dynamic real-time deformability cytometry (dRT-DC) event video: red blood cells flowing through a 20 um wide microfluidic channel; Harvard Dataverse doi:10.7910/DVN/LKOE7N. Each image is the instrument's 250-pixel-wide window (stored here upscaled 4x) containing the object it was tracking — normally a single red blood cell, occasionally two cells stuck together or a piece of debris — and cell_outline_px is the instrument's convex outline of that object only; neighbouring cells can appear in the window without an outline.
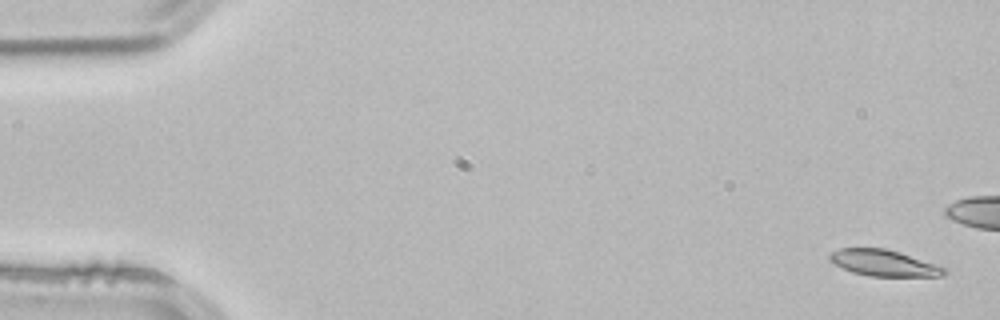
{"species": "common noctule bat (a hibernating species)", "species_latin": "Nyctalus noctula", "temperature_condition": "room temperature", "stored_images_in_passage": 5, "camera_frame_rate_fps": 3000, "um_per_image_px": 0.085, "animal": {"sex": "male", "body_mass_g": 21.5, "forearm_length_mm": 52.0}, "frame": {"image": 1, "passage_image": 1, "time_ms": 0.0, "image_size_px": [1000, 320], "cell_outline_px": [[948, 272], [944, 276], [868, 276], [852, 272], [828, 260], [828, 256], [832, 252], [840, 248], [884, 248], [900, 252], [948, 268]], "centroid_in_image_um": [75.16, 22.36], "position_along_channel_um": 9.8, "area_um2": 17.57}}